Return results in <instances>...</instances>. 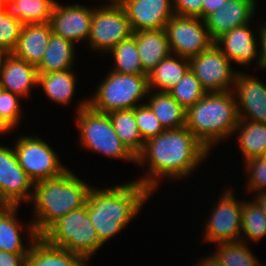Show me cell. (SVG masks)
Instances as JSON below:
<instances>
[{"label":"cell","instance_id":"cell-11","mask_svg":"<svg viewBox=\"0 0 266 266\" xmlns=\"http://www.w3.org/2000/svg\"><path fill=\"white\" fill-rule=\"evenodd\" d=\"M189 61L191 71L207 93L233 90L239 71L232 69L231 61L215 43Z\"/></svg>","mask_w":266,"mask_h":266},{"label":"cell","instance_id":"cell-24","mask_svg":"<svg viewBox=\"0 0 266 266\" xmlns=\"http://www.w3.org/2000/svg\"><path fill=\"white\" fill-rule=\"evenodd\" d=\"M190 68V61L175 54L164 58L149 74V90L168 92L174 87Z\"/></svg>","mask_w":266,"mask_h":266},{"label":"cell","instance_id":"cell-30","mask_svg":"<svg viewBox=\"0 0 266 266\" xmlns=\"http://www.w3.org/2000/svg\"><path fill=\"white\" fill-rule=\"evenodd\" d=\"M108 115L121 142L137 157L143 151L145 142L136 123L135 108L113 111Z\"/></svg>","mask_w":266,"mask_h":266},{"label":"cell","instance_id":"cell-42","mask_svg":"<svg viewBox=\"0 0 266 266\" xmlns=\"http://www.w3.org/2000/svg\"><path fill=\"white\" fill-rule=\"evenodd\" d=\"M227 0H203L201 8V19L204 20L209 14L223 7Z\"/></svg>","mask_w":266,"mask_h":266},{"label":"cell","instance_id":"cell-21","mask_svg":"<svg viewBox=\"0 0 266 266\" xmlns=\"http://www.w3.org/2000/svg\"><path fill=\"white\" fill-rule=\"evenodd\" d=\"M51 34L49 23L23 24L17 45L11 53L37 67L43 59Z\"/></svg>","mask_w":266,"mask_h":266},{"label":"cell","instance_id":"cell-5","mask_svg":"<svg viewBox=\"0 0 266 266\" xmlns=\"http://www.w3.org/2000/svg\"><path fill=\"white\" fill-rule=\"evenodd\" d=\"M76 123L82 148L95 151L112 159H123L136 164V157L117 136L107 113L93 110L88 98L81 100L77 107Z\"/></svg>","mask_w":266,"mask_h":266},{"label":"cell","instance_id":"cell-14","mask_svg":"<svg viewBox=\"0 0 266 266\" xmlns=\"http://www.w3.org/2000/svg\"><path fill=\"white\" fill-rule=\"evenodd\" d=\"M93 9L94 7L78 3L64 6L56 2L49 22L52 33L74 44L83 40L88 41Z\"/></svg>","mask_w":266,"mask_h":266},{"label":"cell","instance_id":"cell-44","mask_svg":"<svg viewBox=\"0 0 266 266\" xmlns=\"http://www.w3.org/2000/svg\"><path fill=\"white\" fill-rule=\"evenodd\" d=\"M253 199L259 204L264 214L266 215V191L259 192L257 194L254 193Z\"/></svg>","mask_w":266,"mask_h":266},{"label":"cell","instance_id":"cell-47","mask_svg":"<svg viewBox=\"0 0 266 266\" xmlns=\"http://www.w3.org/2000/svg\"><path fill=\"white\" fill-rule=\"evenodd\" d=\"M8 205L3 201V199L0 196V211H2L3 209L7 208Z\"/></svg>","mask_w":266,"mask_h":266},{"label":"cell","instance_id":"cell-27","mask_svg":"<svg viewBox=\"0 0 266 266\" xmlns=\"http://www.w3.org/2000/svg\"><path fill=\"white\" fill-rule=\"evenodd\" d=\"M147 97L150 98L146 99L148 101L146 104L152 109L165 130L186 126V109L168 92L149 90Z\"/></svg>","mask_w":266,"mask_h":266},{"label":"cell","instance_id":"cell-7","mask_svg":"<svg viewBox=\"0 0 266 266\" xmlns=\"http://www.w3.org/2000/svg\"><path fill=\"white\" fill-rule=\"evenodd\" d=\"M88 105L95 111L110 113L117 110L134 109L143 105L148 87V75L121 74L109 71L96 88Z\"/></svg>","mask_w":266,"mask_h":266},{"label":"cell","instance_id":"cell-26","mask_svg":"<svg viewBox=\"0 0 266 266\" xmlns=\"http://www.w3.org/2000/svg\"><path fill=\"white\" fill-rule=\"evenodd\" d=\"M55 0H4L3 11L23 24L49 23Z\"/></svg>","mask_w":266,"mask_h":266},{"label":"cell","instance_id":"cell-22","mask_svg":"<svg viewBox=\"0 0 266 266\" xmlns=\"http://www.w3.org/2000/svg\"><path fill=\"white\" fill-rule=\"evenodd\" d=\"M132 35L136 38L142 68L147 75L171 54L165 29L136 31Z\"/></svg>","mask_w":266,"mask_h":266},{"label":"cell","instance_id":"cell-23","mask_svg":"<svg viewBox=\"0 0 266 266\" xmlns=\"http://www.w3.org/2000/svg\"><path fill=\"white\" fill-rule=\"evenodd\" d=\"M25 266H88L78 254L48 244L38 237L25 258Z\"/></svg>","mask_w":266,"mask_h":266},{"label":"cell","instance_id":"cell-6","mask_svg":"<svg viewBox=\"0 0 266 266\" xmlns=\"http://www.w3.org/2000/svg\"><path fill=\"white\" fill-rule=\"evenodd\" d=\"M48 244L80 255L86 262L104 244L87 214V203L55 222L42 236Z\"/></svg>","mask_w":266,"mask_h":266},{"label":"cell","instance_id":"cell-41","mask_svg":"<svg viewBox=\"0 0 266 266\" xmlns=\"http://www.w3.org/2000/svg\"><path fill=\"white\" fill-rule=\"evenodd\" d=\"M257 34H259V39H260V65L259 68L264 70L266 69V23L262 22L260 26L258 27Z\"/></svg>","mask_w":266,"mask_h":266},{"label":"cell","instance_id":"cell-39","mask_svg":"<svg viewBox=\"0 0 266 266\" xmlns=\"http://www.w3.org/2000/svg\"><path fill=\"white\" fill-rule=\"evenodd\" d=\"M203 0H173V9L176 15L193 16L201 19Z\"/></svg>","mask_w":266,"mask_h":266},{"label":"cell","instance_id":"cell-10","mask_svg":"<svg viewBox=\"0 0 266 266\" xmlns=\"http://www.w3.org/2000/svg\"><path fill=\"white\" fill-rule=\"evenodd\" d=\"M164 29L171 54L184 58L197 56L214 44L204 20L198 17L174 14Z\"/></svg>","mask_w":266,"mask_h":266},{"label":"cell","instance_id":"cell-19","mask_svg":"<svg viewBox=\"0 0 266 266\" xmlns=\"http://www.w3.org/2000/svg\"><path fill=\"white\" fill-rule=\"evenodd\" d=\"M38 75L36 66L10 53L0 75V87L21 98H28L33 87L38 86Z\"/></svg>","mask_w":266,"mask_h":266},{"label":"cell","instance_id":"cell-40","mask_svg":"<svg viewBox=\"0 0 266 266\" xmlns=\"http://www.w3.org/2000/svg\"><path fill=\"white\" fill-rule=\"evenodd\" d=\"M27 255L0 251V266H25V258Z\"/></svg>","mask_w":266,"mask_h":266},{"label":"cell","instance_id":"cell-37","mask_svg":"<svg viewBox=\"0 0 266 266\" xmlns=\"http://www.w3.org/2000/svg\"><path fill=\"white\" fill-rule=\"evenodd\" d=\"M247 191L257 193L266 191V156L254 157L245 161Z\"/></svg>","mask_w":266,"mask_h":266},{"label":"cell","instance_id":"cell-3","mask_svg":"<svg viewBox=\"0 0 266 266\" xmlns=\"http://www.w3.org/2000/svg\"><path fill=\"white\" fill-rule=\"evenodd\" d=\"M92 187L69 168L60 176L35 182L30 203L36 234L41 237L60 218L84 206Z\"/></svg>","mask_w":266,"mask_h":266},{"label":"cell","instance_id":"cell-45","mask_svg":"<svg viewBox=\"0 0 266 266\" xmlns=\"http://www.w3.org/2000/svg\"><path fill=\"white\" fill-rule=\"evenodd\" d=\"M10 55V52L2 47H0V75L4 67L6 58Z\"/></svg>","mask_w":266,"mask_h":266},{"label":"cell","instance_id":"cell-33","mask_svg":"<svg viewBox=\"0 0 266 266\" xmlns=\"http://www.w3.org/2000/svg\"><path fill=\"white\" fill-rule=\"evenodd\" d=\"M213 254L223 266H260V262L249 249L246 242H228L216 244Z\"/></svg>","mask_w":266,"mask_h":266},{"label":"cell","instance_id":"cell-38","mask_svg":"<svg viewBox=\"0 0 266 266\" xmlns=\"http://www.w3.org/2000/svg\"><path fill=\"white\" fill-rule=\"evenodd\" d=\"M23 23L7 15L4 11L0 12V47L10 53L17 45Z\"/></svg>","mask_w":266,"mask_h":266},{"label":"cell","instance_id":"cell-35","mask_svg":"<svg viewBox=\"0 0 266 266\" xmlns=\"http://www.w3.org/2000/svg\"><path fill=\"white\" fill-rule=\"evenodd\" d=\"M20 96L11 93L10 91H0V134H5L8 131H13L19 124L21 115V105L19 103Z\"/></svg>","mask_w":266,"mask_h":266},{"label":"cell","instance_id":"cell-9","mask_svg":"<svg viewBox=\"0 0 266 266\" xmlns=\"http://www.w3.org/2000/svg\"><path fill=\"white\" fill-rule=\"evenodd\" d=\"M100 7L93 9L88 45L95 52L108 53L120 41L129 38L133 31L122 5Z\"/></svg>","mask_w":266,"mask_h":266},{"label":"cell","instance_id":"cell-4","mask_svg":"<svg viewBox=\"0 0 266 266\" xmlns=\"http://www.w3.org/2000/svg\"><path fill=\"white\" fill-rule=\"evenodd\" d=\"M239 121L233 90L207 93L186 110V127L209 151L233 136Z\"/></svg>","mask_w":266,"mask_h":266},{"label":"cell","instance_id":"cell-25","mask_svg":"<svg viewBox=\"0 0 266 266\" xmlns=\"http://www.w3.org/2000/svg\"><path fill=\"white\" fill-rule=\"evenodd\" d=\"M75 53V44L72 41L52 33L43 59L37 66L38 74L72 69L76 60Z\"/></svg>","mask_w":266,"mask_h":266},{"label":"cell","instance_id":"cell-16","mask_svg":"<svg viewBox=\"0 0 266 266\" xmlns=\"http://www.w3.org/2000/svg\"><path fill=\"white\" fill-rule=\"evenodd\" d=\"M122 7L133 32L164 29L175 14L173 0H124Z\"/></svg>","mask_w":266,"mask_h":266},{"label":"cell","instance_id":"cell-46","mask_svg":"<svg viewBox=\"0 0 266 266\" xmlns=\"http://www.w3.org/2000/svg\"><path fill=\"white\" fill-rule=\"evenodd\" d=\"M123 2H124V0H109L108 3H104L103 5H122Z\"/></svg>","mask_w":266,"mask_h":266},{"label":"cell","instance_id":"cell-17","mask_svg":"<svg viewBox=\"0 0 266 266\" xmlns=\"http://www.w3.org/2000/svg\"><path fill=\"white\" fill-rule=\"evenodd\" d=\"M249 24L234 27L230 32L225 33L214 43L222 51V53L234 63L249 67L252 61L260 65V50L257 42L259 37H255L254 32L250 29ZM258 40V41H257ZM257 60H256V59Z\"/></svg>","mask_w":266,"mask_h":266},{"label":"cell","instance_id":"cell-18","mask_svg":"<svg viewBox=\"0 0 266 266\" xmlns=\"http://www.w3.org/2000/svg\"><path fill=\"white\" fill-rule=\"evenodd\" d=\"M256 7L254 0H227L223 7L218 8L204 19L211 39L215 42L234 27L252 22Z\"/></svg>","mask_w":266,"mask_h":266},{"label":"cell","instance_id":"cell-13","mask_svg":"<svg viewBox=\"0 0 266 266\" xmlns=\"http://www.w3.org/2000/svg\"><path fill=\"white\" fill-rule=\"evenodd\" d=\"M34 182L20 167L14 148L0 145V196L8 206L30 202ZM30 190V191H29Z\"/></svg>","mask_w":266,"mask_h":266},{"label":"cell","instance_id":"cell-8","mask_svg":"<svg viewBox=\"0 0 266 266\" xmlns=\"http://www.w3.org/2000/svg\"><path fill=\"white\" fill-rule=\"evenodd\" d=\"M13 145L18 163L35 183L62 175L68 169L62 166L53 148L37 136H19Z\"/></svg>","mask_w":266,"mask_h":266},{"label":"cell","instance_id":"cell-36","mask_svg":"<svg viewBox=\"0 0 266 266\" xmlns=\"http://www.w3.org/2000/svg\"><path fill=\"white\" fill-rule=\"evenodd\" d=\"M135 119L144 142L165 130L146 103L135 108Z\"/></svg>","mask_w":266,"mask_h":266},{"label":"cell","instance_id":"cell-43","mask_svg":"<svg viewBox=\"0 0 266 266\" xmlns=\"http://www.w3.org/2000/svg\"><path fill=\"white\" fill-rule=\"evenodd\" d=\"M196 266H223L218 259L211 254L210 256H207L206 259H201L200 263L196 264Z\"/></svg>","mask_w":266,"mask_h":266},{"label":"cell","instance_id":"cell-48","mask_svg":"<svg viewBox=\"0 0 266 266\" xmlns=\"http://www.w3.org/2000/svg\"><path fill=\"white\" fill-rule=\"evenodd\" d=\"M4 0H0V12L3 11Z\"/></svg>","mask_w":266,"mask_h":266},{"label":"cell","instance_id":"cell-34","mask_svg":"<svg viewBox=\"0 0 266 266\" xmlns=\"http://www.w3.org/2000/svg\"><path fill=\"white\" fill-rule=\"evenodd\" d=\"M168 93L186 110L207 94L190 68Z\"/></svg>","mask_w":266,"mask_h":266},{"label":"cell","instance_id":"cell-20","mask_svg":"<svg viewBox=\"0 0 266 266\" xmlns=\"http://www.w3.org/2000/svg\"><path fill=\"white\" fill-rule=\"evenodd\" d=\"M18 206H8L0 211V251H7L13 254H28L33 242L39 237L36 234L32 220L24 227L16 216ZM28 232L30 243L24 247L21 237V230Z\"/></svg>","mask_w":266,"mask_h":266},{"label":"cell","instance_id":"cell-2","mask_svg":"<svg viewBox=\"0 0 266 266\" xmlns=\"http://www.w3.org/2000/svg\"><path fill=\"white\" fill-rule=\"evenodd\" d=\"M153 195L136 180L97 189L92 187L87 197V214L104 244L120 233Z\"/></svg>","mask_w":266,"mask_h":266},{"label":"cell","instance_id":"cell-32","mask_svg":"<svg viewBox=\"0 0 266 266\" xmlns=\"http://www.w3.org/2000/svg\"><path fill=\"white\" fill-rule=\"evenodd\" d=\"M241 220L240 241L246 243L250 240L251 242H258L261 238H264L266 235V215L254 199L252 201L250 199L248 202L247 200L242 201Z\"/></svg>","mask_w":266,"mask_h":266},{"label":"cell","instance_id":"cell-15","mask_svg":"<svg viewBox=\"0 0 266 266\" xmlns=\"http://www.w3.org/2000/svg\"><path fill=\"white\" fill-rule=\"evenodd\" d=\"M233 92L240 120L266 124V84L239 71Z\"/></svg>","mask_w":266,"mask_h":266},{"label":"cell","instance_id":"cell-31","mask_svg":"<svg viewBox=\"0 0 266 266\" xmlns=\"http://www.w3.org/2000/svg\"><path fill=\"white\" fill-rule=\"evenodd\" d=\"M110 53L115 61L112 71L121 74L147 75L142 68L136 38L131 35L129 38L120 41Z\"/></svg>","mask_w":266,"mask_h":266},{"label":"cell","instance_id":"cell-1","mask_svg":"<svg viewBox=\"0 0 266 266\" xmlns=\"http://www.w3.org/2000/svg\"><path fill=\"white\" fill-rule=\"evenodd\" d=\"M209 153L186 126L166 129L145 142L136 164L146 167L147 163L148 170L146 175L135 180L153 194L163 178L174 181L189 177Z\"/></svg>","mask_w":266,"mask_h":266},{"label":"cell","instance_id":"cell-28","mask_svg":"<svg viewBox=\"0 0 266 266\" xmlns=\"http://www.w3.org/2000/svg\"><path fill=\"white\" fill-rule=\"evenodd\" d=\"M57 71L38 75V86L52 102L68 105L76 89L74 70Z\"/></svg>","mask_w":266,"mask_h":266},{"label":"cell","instance_id":"cell-29","mask_svg":"<svg viewBox=\"0 0 266 266\" xmlns=\"http://www.w3.org/2000/svg\"><path fill=\"white\" fill-rule=\"evenodd\" d=\"M243 162L250 158L266 156V124L240 120L235 127Z\"/></svg>","mask_w":266,"mask_h":266},{"label":"cell","instance_id":"cell-12","mask_svg":"<svg viewBox=\"0 0 266 266\" xmlns=\"http://www.w3.org/2000/svg\"><path fill=\"white\" fill-rule=\"evenodd\" d=\"M224 190L207 219L203 235L205 241L216 244L237 242L241 237L242 200L235 197L232 189Z\"/></svg>","mask_w":266,"mask_h":266}]
</instances>
